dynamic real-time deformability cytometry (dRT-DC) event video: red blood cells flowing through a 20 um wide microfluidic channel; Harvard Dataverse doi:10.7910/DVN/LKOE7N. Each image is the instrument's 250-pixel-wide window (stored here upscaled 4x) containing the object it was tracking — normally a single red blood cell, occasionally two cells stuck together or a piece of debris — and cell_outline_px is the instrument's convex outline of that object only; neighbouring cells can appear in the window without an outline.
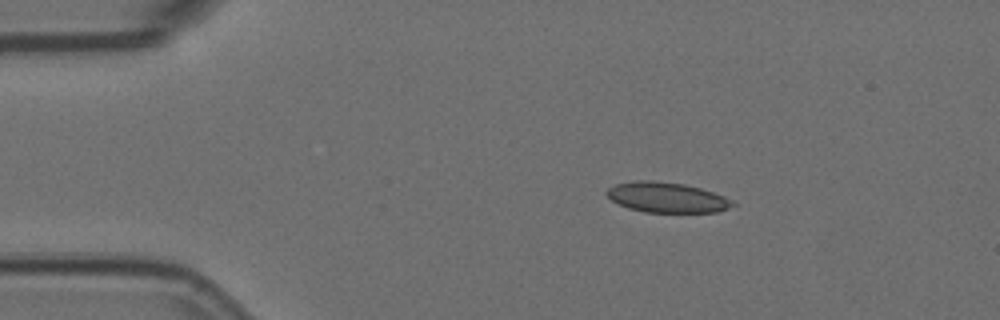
{"species": "Egyptian fruit bat (a non-hibernating species)", "species_latin": "Rousettus aegyptiacus", "temperature_condition": "room temperature", "stored_images_in_passage": 12, "camera_frame_rate_fps": 3000, "um_per_image_px": 0.085, "animal": {"sex": "female"}, "frame": {"image": 1, "passage_image": 7, "time_ms": 2.0, "image_size_px": [1000, 320], "cell_outline_px": [[736, 204], [716, 212], [644, 212], [628, 208], [612, 200], [604, 192], [608, 188], [616, 184], [632, 180], [652, 180], [684, 184], [700, 188], [724, 196], [732, 200]], "centroid_in_image_um": [56.64, 16.77], "position_along_channel_um": 28.4, "area_um2": 22.08}}